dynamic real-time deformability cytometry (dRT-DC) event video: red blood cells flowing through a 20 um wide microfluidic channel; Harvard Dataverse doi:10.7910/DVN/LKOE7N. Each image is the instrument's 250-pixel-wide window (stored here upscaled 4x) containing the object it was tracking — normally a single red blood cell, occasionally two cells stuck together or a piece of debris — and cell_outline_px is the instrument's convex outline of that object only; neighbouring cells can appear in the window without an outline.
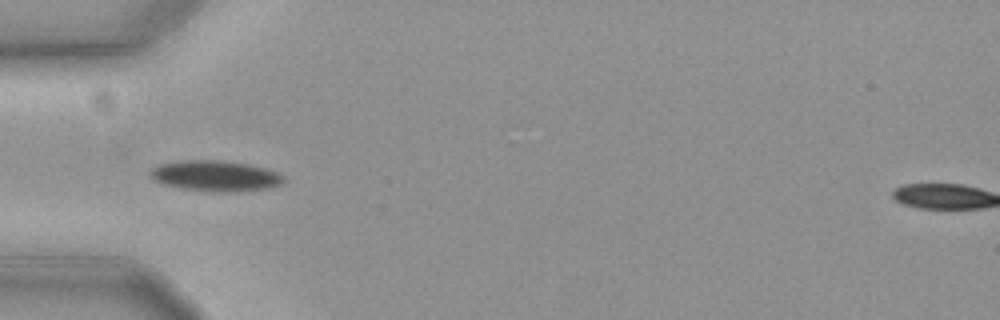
{"species": "common noctule bat (a hibernating species)", "species_latin": "Nyctalus noctula", "temperature_condition": "cold", "stored_images_in_passage": 39, "camera_frame_rate_fps": 3000, "um_per_image_px": 0.085, "animal": {"sex": "female", "body_mass_g": 19.3, "forearm_length_mm": 54.1}, "frame": {"image": 1, "passage_image": 1, "time_ms": 0.0, "image_size_px": [1000, 320], "cell_outline_px": [[284, 180], [280, 184], [268, 188], [224, 192], [220, 192], [180, 188], [160, 184], [152, 180], [148, 172], [152, 168], [160, 164], [180, 160], [220, 160], [248, 164], [264, 168], [276, 172], [284, 176]], "centroid_in_image_um": [18.23, 14.94], "position_along_channel_um": 66.8, "area_um2": 23.81}}
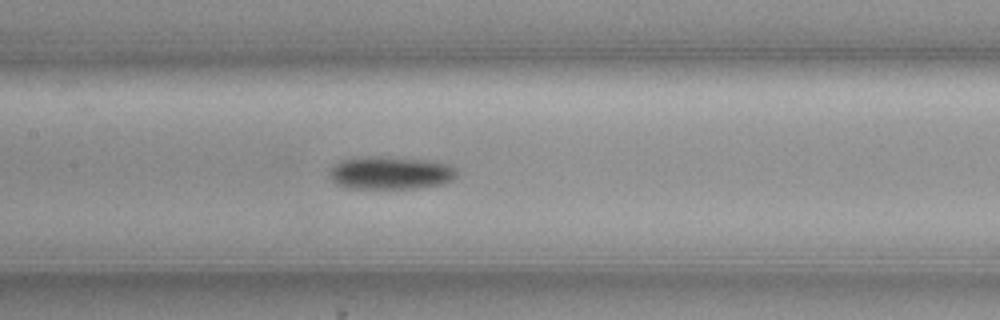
{"frame": {"image": 2, "passage_image": 10, "time_ms": 3.0, "image_size_px": [1000, 320], "cell_outline_px": [[456, 176], [452, 180], [444, 184], [416, 188], [348, 188], [336, 184], [332, 180], [328, 172], [340, 160], [368, 156], [388, 156], [432, 160], [448, 164], [456, 168]], "centroid_in_image_um": [33.22, 14.68], "position_along_channel_um": 174.2, "area_um2": 24.68}}
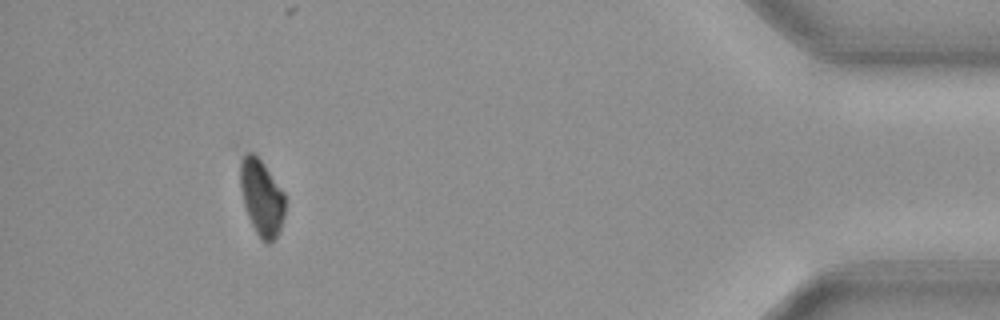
{"frame": {"image": 3, "passage_image": 35, "time_ms": 11.333, "image_size_px": [1000, 320], "cell_outline_px": [[284, 216], [280, 228], [276, 236], [268, 244], [260, 240], [248, 216], [244, 204], [240, 188], [240, 148], [252, 152], [264, 164], [284, 192]], "centroid_in_image_um": [22.19, 16.71], "position_along_channel_um": 413.0, "area_um2": 20.06}, "authors_computed_cell_mechanics": {"area_um2": 23.2356, "velocity_mm_per_s": 3.6318, "shape_relaxation_time_tau1_ms": 5.7443, "shape_relaxation_time_tau2_ms": null, "deformation_change_tau1": 0.1237, "deformation_change_tau2": null}}